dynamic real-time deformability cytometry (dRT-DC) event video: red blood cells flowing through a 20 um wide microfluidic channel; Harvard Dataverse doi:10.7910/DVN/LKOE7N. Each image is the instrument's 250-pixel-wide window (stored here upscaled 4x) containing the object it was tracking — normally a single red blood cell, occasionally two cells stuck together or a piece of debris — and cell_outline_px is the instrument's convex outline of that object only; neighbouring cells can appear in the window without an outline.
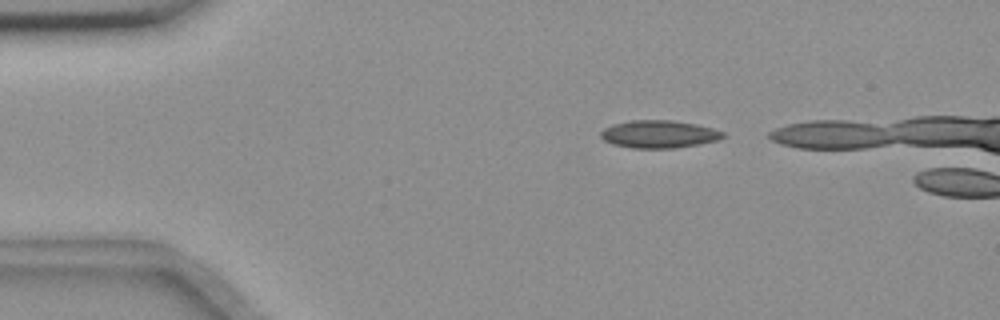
{"species": "common noctule bat (a hibernating species)", "species_latin": "Nyctalus noctula", "temperature_condition": "room temperature", "stored_images_in_passage": 8, "camera_frame_rate_fps": 3000, "um_per_image_px": 0.085, "animal": {"sex": "female", "body_mass_g": 18.4}, "frame": {"image": 1, "passage_image": 2, "time_ms": 0.333, "image_size_px": [1000, 320], "cell_outline_px": [[728, 136], [716, 140], [696, 144], [672, 148], [632, 148], [612, 144], [604, 140], [600, 136], [600, 132], [604, 128], [612, 124], [632, 120], [672, 120], [696, 124], [712, 128], [724, 132]], "centroid_in_image_um": [55.99, 11.39], "position_along_channel_um": 29.0, "area_um2": 19.65}}